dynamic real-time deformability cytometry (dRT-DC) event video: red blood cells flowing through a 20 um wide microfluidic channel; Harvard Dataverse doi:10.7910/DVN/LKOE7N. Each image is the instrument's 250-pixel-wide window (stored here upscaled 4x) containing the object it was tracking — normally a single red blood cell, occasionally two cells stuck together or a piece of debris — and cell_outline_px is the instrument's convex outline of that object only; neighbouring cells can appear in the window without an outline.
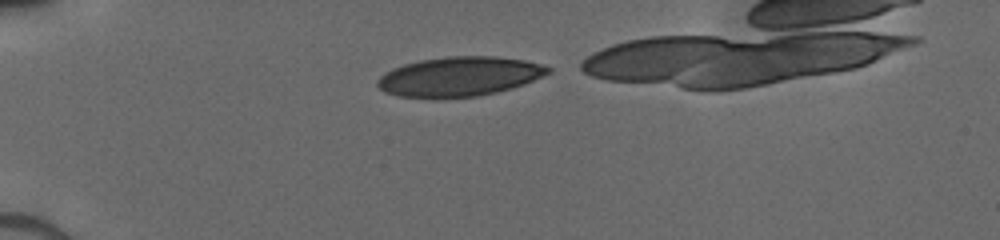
{"species": "human", "species_latin": "Homo sapiens", "temperature_condition": "cold", "stored_images_in_passage": 34, "camera_frame_rate_fps": 3000, "um_per_image_px": 0.085, "donor": {"sex": "male"}, "frame": {"image": 1, "passage_image": 2, "time_ms": 0.333, "image_size_px": [1000, 240], "cell_outline_px": [[552, 72], [524, 84], [512, 88], [496, 92], [476, 96], [436, 100], [400, 96], [384, 92], [376, 84], [376, 80], [384, 72], [392, 68], [404, 64], [420, 60], [448, 56], [496, 56], [524, 60], [540, 64], [552, 68]], "centroid_in_image_um": [39.01, 6.52], "position_along_channel_um": 46.0, "area_um2": 39.88}}
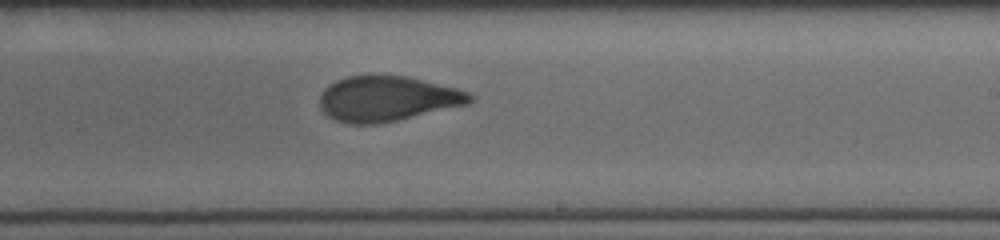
{"frame": {"image": 2, "passage_image": 20, "time_ms": 6.333, "image_size_px": [1000, 240], "cell_outline_px": [[476, 96], [468, 104], [396, 120], [376, 124], [348, 124], [336, 120], [328, 116], [320, 108], [320, 96], [324, 88], [336, 80], [348, 76], [372, 72], [380, 72], [408, 76], [456, 88], [468, 92]], "centroid_in_image_um": [32.89, 8.34], "position_along_channel_um": 256.1, "area_um2": 40.29}}
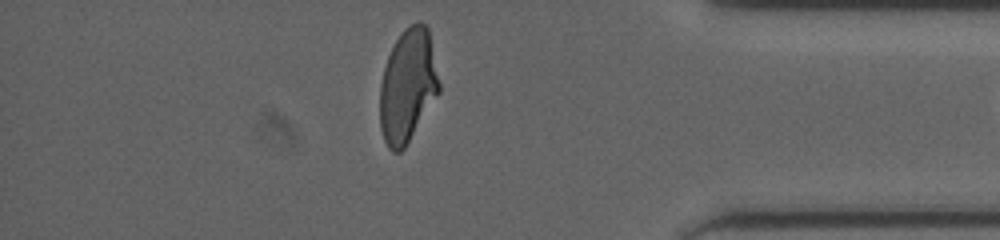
{"frame": {"image": 3, "passage_image": 32, "time_ms": 10.333, "image_size_px": [1000, 240], "cell_outline_px": [[440, 92], [404, 148], [400, 152], [392, 152], [388, 148], [384, 140], [380, 128], [380, 84], [384, 68], [388, 56], [400, 32], [408, 24], [416, 20], [420, 20], [428, 28], [440, 84]], "centroid_in_image_um": [34.65, 7.27], "position_along_channel_um": 400.5, "area_um2": 39.19}}